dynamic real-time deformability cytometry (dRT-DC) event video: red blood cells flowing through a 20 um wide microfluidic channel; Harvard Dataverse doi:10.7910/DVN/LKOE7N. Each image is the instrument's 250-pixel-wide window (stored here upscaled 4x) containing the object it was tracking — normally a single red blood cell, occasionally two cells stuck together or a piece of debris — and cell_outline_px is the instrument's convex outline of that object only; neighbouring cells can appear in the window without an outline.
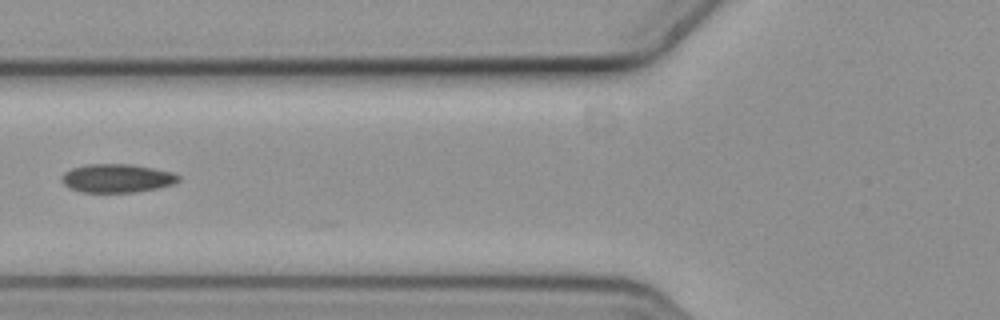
{"species": "common noctule bat (a hibernating species)", "species_latin": "Nyctalus noctula", "temperature_condition": "cold", "stored_images_in_passage": 5, "camera_frame_rate_fps": 3000, "um_per_image_px": 0.085, "animal": {"sex": "female", "body_mass_g": 19.3, "forearm_length_mm": 54.1}, "frame": {"image": 1, "passage_image": 5, "time_ms": 1.333, "image_size_px": [1000, 320], "cell_outline_px": [[180, 180], [172, 184], [156, 188], [136, 192], [84, 192], [72, 188], [64, 184], [60, 180], [60, 176], [64, 172], [72, 168], [84, 164], [132, 164], [172, 172], [180, 176]], "centroid_in_image_um": [9.92, 15.14], "position_along_channel_um": 115.9, "area_um2": 19.36}}